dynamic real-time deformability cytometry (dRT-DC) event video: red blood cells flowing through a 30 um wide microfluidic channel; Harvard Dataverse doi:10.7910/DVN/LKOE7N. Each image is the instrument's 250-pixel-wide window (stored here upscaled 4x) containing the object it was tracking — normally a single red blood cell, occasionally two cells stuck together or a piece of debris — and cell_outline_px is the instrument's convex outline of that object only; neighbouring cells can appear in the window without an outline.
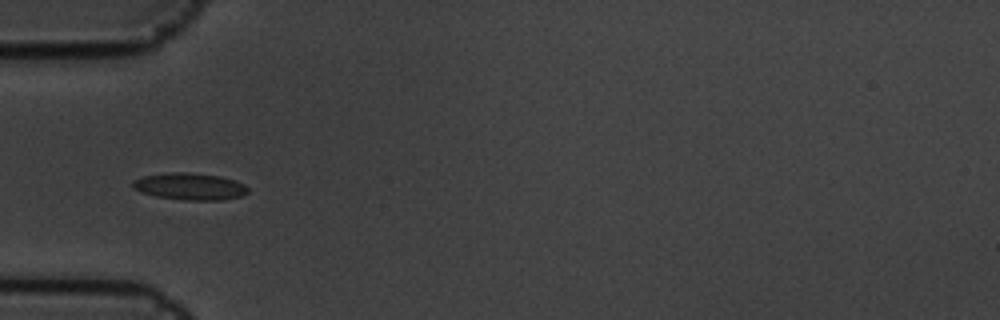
{"species": "common noctule bat (a hibernating species)", "species_latin": "Nyctalus noctula", "temperature_condition": "cold", "stored_images_in_passage": 9, "camera_frame_rate_fps": 3000, "um_per_image_px": 0.085, "animal": {"sex": "male", "body_mass_g": 19.5, "forearm_length_mm": 54.6}, "frame": {"image": 1, "passage_image": 6, "time_ms": 1.667, "image_size_px": [1000, 320], "cell_outline_px": [[248, 192], [240, 196], [220, 200], [184, 200], [156, 196], [140, 192], [132, 188], [132, 180], [144, 176], [168, 172], [188, 172], [220, 176], [236, 180], [244, 184], [248, 188]], "centroid_in_image_um": [16.12, 15.84], "position_along_channel_um": 68.9, "area_um2": 18.15}}
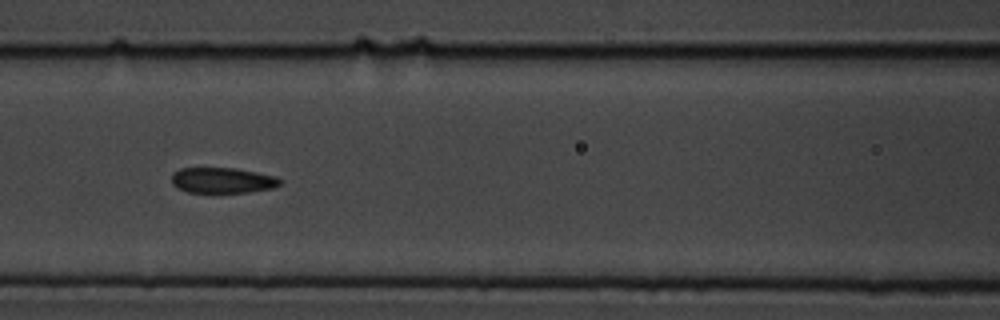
{"frame": {"image": 2, "passage_image": 8, "time_ms": 2.333, "image_size_px": [1000, 320], "cell_outline_px": [[284, 180], [280, 184], [272, 188], [248, 192], [188, 192], [176, 188], [172, 184], [172, 172], [180, 168], [236, 168], [276, 176]], "centroid_in_image_um": [18.9, 15.32], "position_along_channel_um": 147.7, "area_um2": 16.24}}
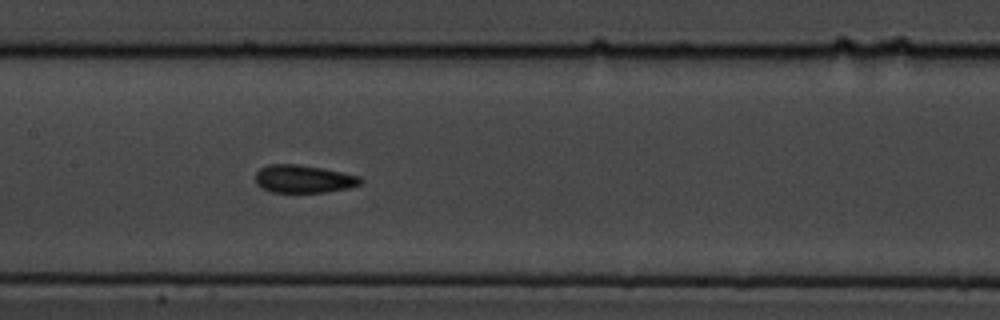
{"frame": {"image": 3, "passage_image": 9, "time_ms": 2.667, "image_size_px": [1000, 320], "cell_outline_px": [[364, 180], [360, 184], [348, 188], [328, 192], [272, 192], [260, 188], [256, 184], [256, 172], [260, 168], [268, 164], [300, 164], [360, 176]], "centroid_in_image_um": [25.78, 15.21], "position_along_channel_um": 181.6, "area_um2": 17.11}}